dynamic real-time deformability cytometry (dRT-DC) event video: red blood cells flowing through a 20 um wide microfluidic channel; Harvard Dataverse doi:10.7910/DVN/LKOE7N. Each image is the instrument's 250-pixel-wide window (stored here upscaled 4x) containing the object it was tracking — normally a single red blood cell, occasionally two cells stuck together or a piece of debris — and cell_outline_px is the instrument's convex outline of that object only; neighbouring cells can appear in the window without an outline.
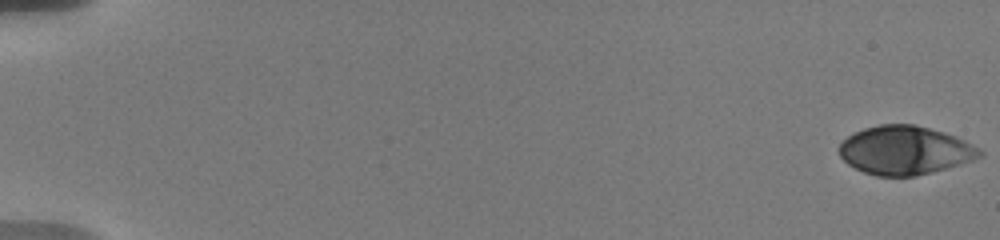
{"species": "human", "species_latin": "Homo sapiens", "temperature_condition": "warm", "stored_images_in_passage": 55, "camera_frame_rate_fps": 3000, "um_per_image_px": 0.085, "donor": {"sex": "male"}, "frame": {"image": 1, "passage_image": 1, "time_ms": 0.0, "image_size_px": [1000, 240], "cell_outline_px": [[984, 156], [972, 160], [932, 172], [916, 176], [876, 176], [864, 172], [848, 164], [840, 156], [840, 144], [848, 136], [864, 128], [880, 124], [912, 124], [944, 132], [956, 136], [980, 148], [984, 152]], "centroid_in_image_um": [76.94, 12.78], "position_along_channel_um": 8.1, "area_um2": 39.65}}
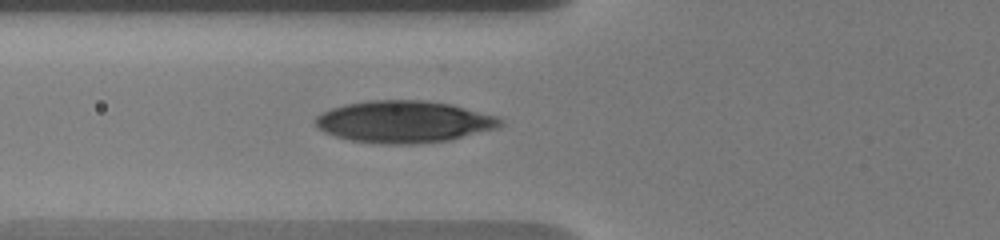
{"frame": {"image": 2, "passage_image": 26, "time_ms": 7.333, "image_size_px": [1000, 240], "cell_outline_px": [[504, 124], [496, 128], [448, 140], [416, 144], [380, 144], [352, 140], [336, 136], [324, 132], [316, 124], [316, 116], [320, 112], [344, 104], [368, 100], [424, 100], [452, 104], [500, 116]], "centroid_in_image_um": [34.36, 10.33], "position_along_channel_um": 91.4, "area_um2": 45.32}}
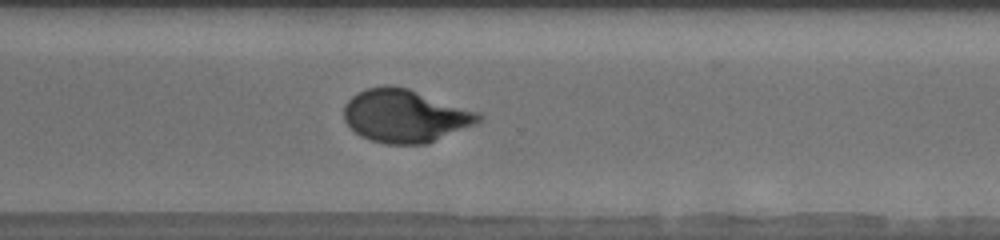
{"frame": {"image": 3, "passage_image": 43, "time_ms": 14.0, "image_size_px": [1000, 240], "cell_outline_px": [[484, 120], [476, 124], [428, 144], [384, 144], [360, 136], [344, 120], [344, 104], [352, 96], [368, 88], [384, 84], [388, 84], [408, 88], [480, 112], [484, 116]], "centroid_in_image_um": [34.47, 9.85], "position_along_channel_um": 336.1, "area_um2": 41.85}, "authors_computed_cell_mechanics": {"area_um2": 41.4426, "velocity_mm_per_s": 3.6687, "shape_relaxation_time_tau1_ms": 7.5324, "shape_relaxation_time_tau2_ms": 0.9623, "deformation_change_tau1": 0.2398, "deformation_change_tau2": 0.0591}}